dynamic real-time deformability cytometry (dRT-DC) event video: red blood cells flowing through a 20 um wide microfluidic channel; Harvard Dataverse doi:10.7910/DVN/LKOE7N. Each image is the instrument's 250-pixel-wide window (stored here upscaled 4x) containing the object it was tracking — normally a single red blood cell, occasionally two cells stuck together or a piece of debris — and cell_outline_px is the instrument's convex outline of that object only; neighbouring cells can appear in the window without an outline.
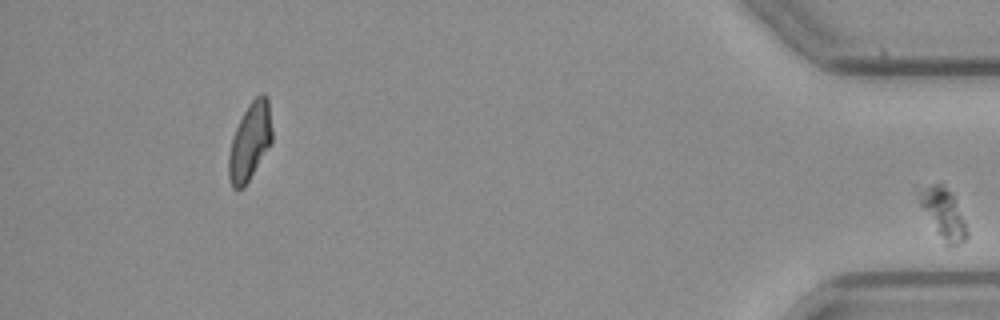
{"species": "common noctule bat (a hibernating species)", "species_latin": "Nyctalus noctula", "temperature_condition": "cold", "stored_images_in_passage": 42, "segment_of_instrument_passage": [2, 2], "camera_frame_rate_fps": 3000, "um_per_image_px": 0.085, "animal": {"sex": "female", "body_mass_g": 21.9}, "frame": {"image": 1, "passage_image": 42, "time_ms": 13.667, "image_size_px": [1000, 320], "cell_outline_px": [[968, 236], [960, 244], [948, 248], [944, 244], [936, 232], [920, 204], [916, 188], [940, 180], [952, 196], [964, 220], [968, 232]], "centroid_in_image_um": [80.15, 18.14], "position_along_channel_um": 355.1, "area_um2": 14.16}}